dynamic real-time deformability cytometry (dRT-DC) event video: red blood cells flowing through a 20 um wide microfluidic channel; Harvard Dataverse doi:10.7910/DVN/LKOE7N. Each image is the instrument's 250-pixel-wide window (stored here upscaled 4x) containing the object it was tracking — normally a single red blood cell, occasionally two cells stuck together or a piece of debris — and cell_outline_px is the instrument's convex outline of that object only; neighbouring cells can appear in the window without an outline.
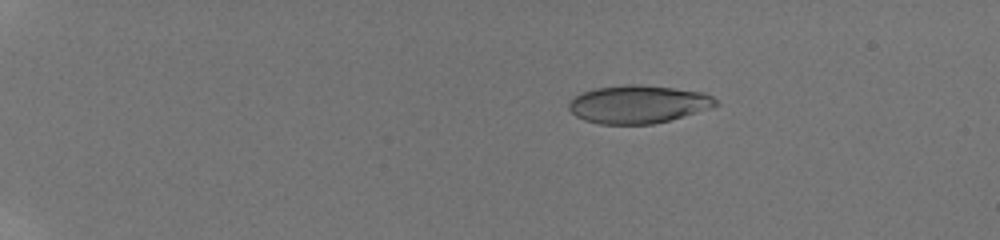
{"species": "human", "species_latin": "Homo sapiens", "temperature_condition": "room temperature", "stored_images_in_passage": 63, "camera_frame_rate_fps": 3000, "um_per_image_px": 0.085, "donor": {"sex": "male"}, "frame": {"image": 1, "passage_image": 1, "time_ms": 0.0, "image_size_px": [1000, 240], "cell_outline_px": [[720, 104], [712, 108], [668, 120], [652, 124], [600, 124], [584, 120], [576, 116], [568, 108], [568, 100], [580, 92], [596, 88], [624, 84], [640, 84], [704, 92], [712, 96]], "centroid_in_image_um": [54.22, 8.85], "position_along_channel_um": 30.8, "area_um2": 32.71}}
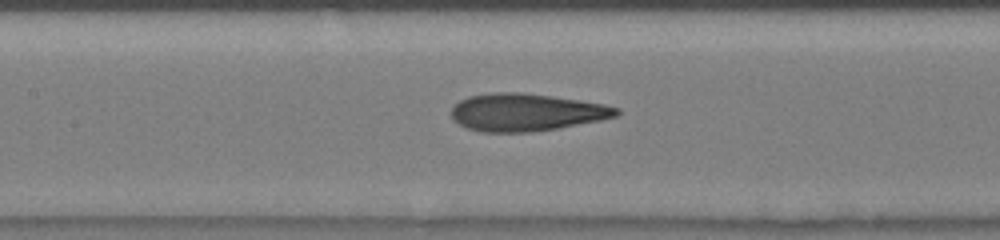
{"frame": {"image": 2, "passage_image": 22, "time_ms": 6.333, "image_size_px": [1000, 240], "cell_outline_px": [[620, 112], [616, 116], [600, 120], [556, 128], [532, 132], [480, 132], [468, 128], [452, 120], [452, 108], [460, 100], [468, 96], [488, 92], [520, 92], [552, 96], [580, 100], [604, 104], [620, 108]], "centroid_in_image_um": [44.71, 9.53], "position_along_channel_um": 162.7, "area_um2": 36.07}}
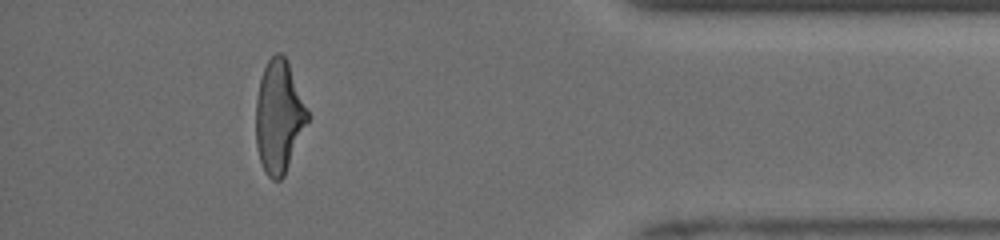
{"frame": {"image": 3, "passage_image": 53, "time_ms": 13.333, "image_size_px": [1000, 240], "cell_outline_px": [[308, 120], [284, 176], [280, 180], [272, 180], [268, 176], [260, 160], [256, 144], [256, 100], [260, 80], [264, 68], [268, 60], [276, 52], [280, 52], [288, 60], [308, 112]], "centroid_in_image_um": [23.7, 9.9], "position_along_channel_um": 411.5, "area_um2": 33.47}, "authors_computed_cell_mechanics": {"area_um2": 35.0846, "velocity_mm_per_s": 3.9689, "shape_relaxation_time_tau1_ms": 4.8155, "shape_relaxation_time_tau2_ms": 1.1108, "deformation_change_tau1": 0.1931, "deformation_change_tau2": 0.0973}}